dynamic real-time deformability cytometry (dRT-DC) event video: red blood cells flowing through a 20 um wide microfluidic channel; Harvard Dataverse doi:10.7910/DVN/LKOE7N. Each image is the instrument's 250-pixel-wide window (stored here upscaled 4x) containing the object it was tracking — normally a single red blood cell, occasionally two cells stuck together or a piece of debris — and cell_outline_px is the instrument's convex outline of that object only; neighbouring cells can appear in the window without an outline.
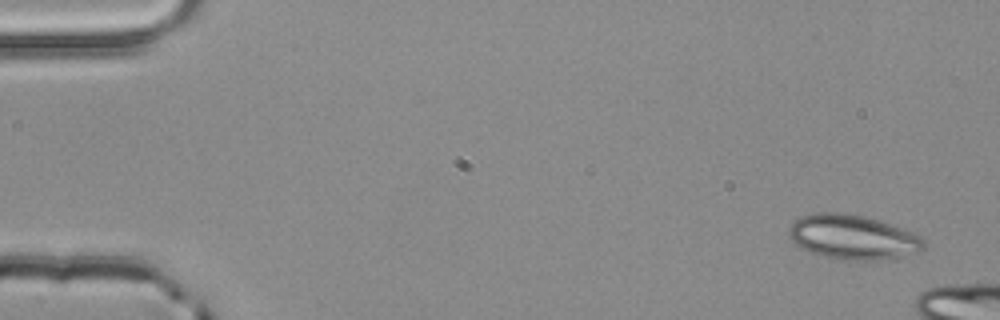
{"species": "common noctule bat (a hibernating species)", "species_latin": "Nyctalus noctula", "temperature_condition": "room temperature", "stored_images_in_passage": 3, "camera_frame_rate_fps": 3000, "um_per_image_px": 0.085, "animal": {"sex": "male", "body_mass_g": 20.4}, "frame": {"image": 1, "passage_image": 1, "time_ms": 0.0, "image_size_px": [1000, 320], "cell_outline_px": [[924, 248], [920, 252], [876, 260], [856, 260], [824, 256], [800, 248], [792, 240], [788, 232], [792, 224], [800, 216], [812, 212], [840, 212], [864, 216], [880, 220], [912, 232], [920, 236], [924, 240]], "centroid_in_image_um": [72.48, 20.13], "position_along_channel_um": 12.5, "area_um2": 34.74}}